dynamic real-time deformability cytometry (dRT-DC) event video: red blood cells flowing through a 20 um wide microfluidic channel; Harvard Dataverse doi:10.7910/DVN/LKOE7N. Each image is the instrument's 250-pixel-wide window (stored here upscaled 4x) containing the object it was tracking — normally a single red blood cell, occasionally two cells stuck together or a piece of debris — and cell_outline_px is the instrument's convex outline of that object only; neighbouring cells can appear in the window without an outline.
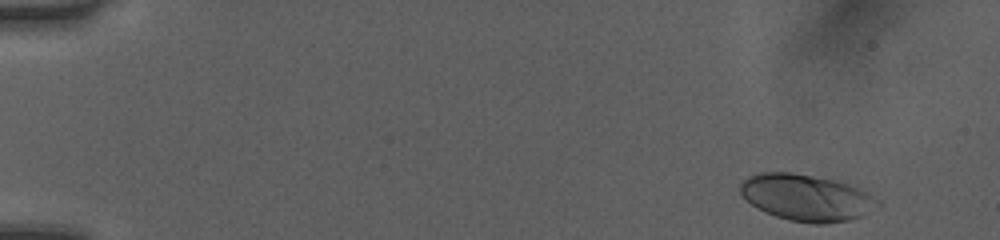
{"species": "human", "species_latin": "Homo sapiens", "temperature_condition": "room temperature", "stored_images_in_passage": 49, "camera_frame_rate_fps": 3000, "um_per_image_px": 0.085, "donor": {"sex": "female"}, "frame": {"image": 1, "passage_image": 2, "time_ms": 0.333, "image_size_px": [1000, 240], "cell_outline_px": [[880, 204], [860, 216], [848, 220], [824, 224], [812, 224], [792, 220], [776, 216], [752, 204], [740, 192], [740, 184], [748, 176], [760, 172], [792, 172], [832, 180], [848, 184], [880, 200]], "centroid_in_image_um": [68.53, 16.79], "position_along_channel_um": 16.5, "area_um2": 36.47}}
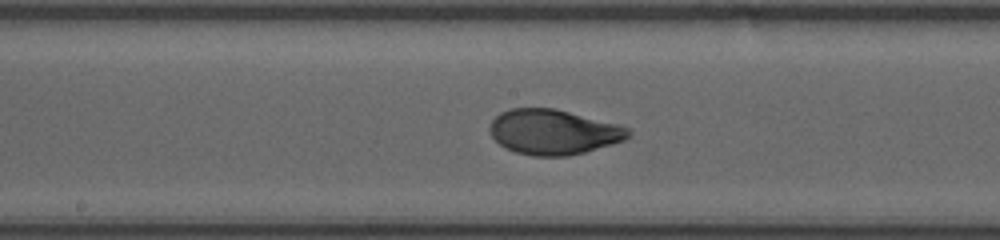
{"frame": {"image": 2, "passage_image": 26, "time_ms": 8.333, "image_size_px": [1000, 240], "cell_outline_px": [[632, 132], [624, 140], [612, 144], [584, 152], [568, 156], [532, 156], [516, 152], [504, 148], [492, 136], [488, 128], [492, 120], [500, 112], [508, 108], [556, 108], [616, 124], [628, 128]], "centroid_in_image_um": [47.0, 11.21], "position_along_channel_um": 201.2, "area_um2": 36.36}}
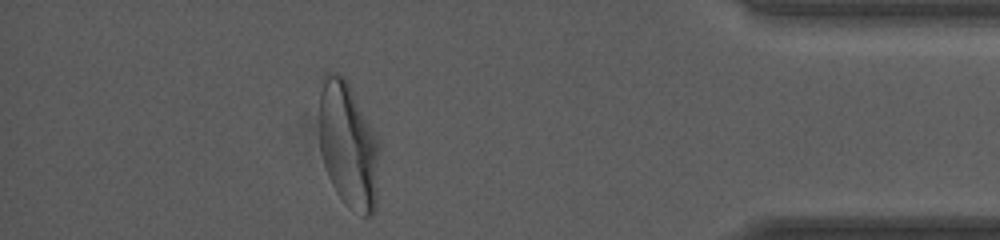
{"frame": {"image": 3, "passage_image": 44, "time_ms": 14.333, "image_size_px": [1000, 240], "cell_outline_px": [[380, 144], [376, 212], [372, 216], [364, 216], [348, 204], [336, 192], [328, 176], [320, 152], [320, 92], [324, 72], [336, 72], [344, 76], [372, 128]], "centroid_in_image_um": [29.62, 12.35], "position_along_channel_um": 405.6, "area_um2": 43.99}, "authors_computed_cell_mechanics": {"area_um2": 36.3562, "velocity_mm_per_s": 4.0394, "shape_relaxation_time_tau1_ms": 2.9661, "shape_relaxation_time_tau2_ms": null, "deformation_change_tau1": 0.1873, "deformation_change_tau2": null}}